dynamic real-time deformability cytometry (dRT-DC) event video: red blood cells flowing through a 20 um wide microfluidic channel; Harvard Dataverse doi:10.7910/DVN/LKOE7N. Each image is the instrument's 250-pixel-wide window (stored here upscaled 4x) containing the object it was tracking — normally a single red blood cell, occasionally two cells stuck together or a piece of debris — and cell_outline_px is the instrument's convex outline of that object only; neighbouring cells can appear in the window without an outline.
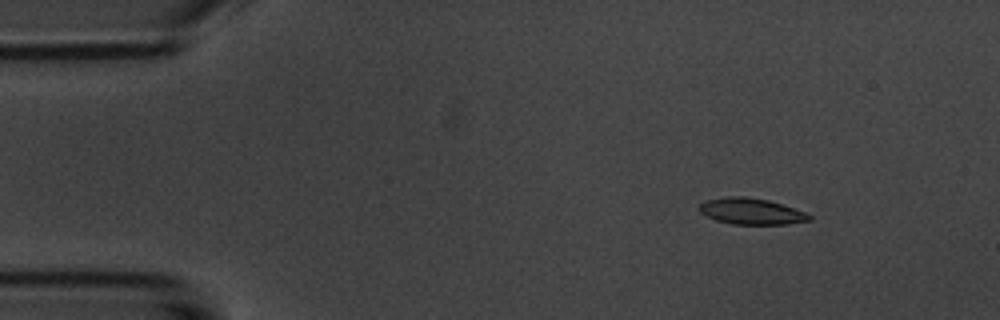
{"species": "common noctule bat (a hibernating species)", "species_latin": "Nyctalus noctula", "temperature_condition": "room temperature", "stored_images_in_passage": 4, "camera_frame_rate_fps": 3000, "um_per_image_px": 0.085, "animal": {"sex": "male", "body_mass_g": 20.1, "forearm_length_mm": 53.5}, "frame": {"image": 1, "passage_image": 2, "time_ms": 1.333, "image_size_px": [1000, 320], "cell_outline_px": [[812, 220], [788, 224], [732, 224], [716, 220], [700, 212], [696, 208], [700, 204], [708, 200], [728, 196], [744, 196], [768, 200], [804, 212], [812, 216]], "centroid_in_image_um": [63.84, 17.96], "position_along_channel_um": 21.2, "area_um2": 16.65}}